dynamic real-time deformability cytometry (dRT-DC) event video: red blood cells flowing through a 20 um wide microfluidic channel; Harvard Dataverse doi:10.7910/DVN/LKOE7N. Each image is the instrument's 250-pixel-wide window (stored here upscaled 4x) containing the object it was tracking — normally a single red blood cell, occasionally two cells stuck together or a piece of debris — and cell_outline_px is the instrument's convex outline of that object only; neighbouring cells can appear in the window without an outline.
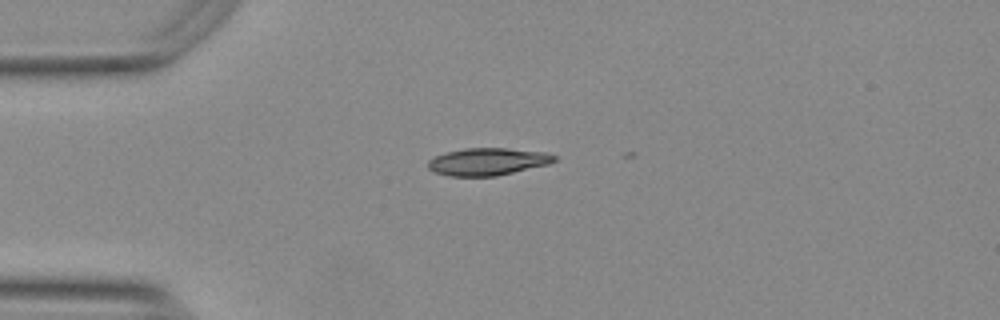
{"species": "Egyptian fruit bat (a non-hibernating species)", "species_latin": "Rousettus aegyptiacus", "temperature_condition": "warm", "stored_images_in_passage": 11, "camera_frame_rate_fps": 3000, "um_per_image_px": 0.085, "animal": {"sex": "female"}, "frame": {"image": 1, "passage_image": 1, "time_ms": 0.0, "image_size_px": [1000, 320], "cell_outline_px": [[556, 160], [548, 164], [496, 176], [448, 176], [436, 172], [428, 168], [428, 160], [436, 156], [448, 152], [464, 148], [504, 148], [548, 152], [556, 156]], "centroid_in_image_um": [41.47, 13.73], "position_along_channel_um": 43.5, "area_um2": 20.0}}
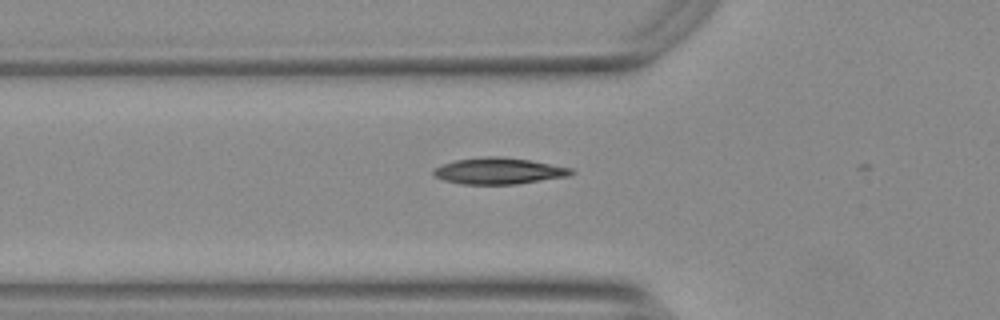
{"frame": {"image": 2, "passage_image": 6, "time_ms": 1.667, "image_size_px": [1000, 320], "cell_outline_px": [[576, 172], [568, 176], [516, 184], [464, 184], [444, 180], [436, 176], [432, 172], [436, 168], [444, 164], [456, 160], [484, 156], [500, 156], [532, 160], [572, 168]], "centroid_in_image_um": [42.45, 14.52], "position_along_channel_um": 83.4, "area_um2": 21.04}}
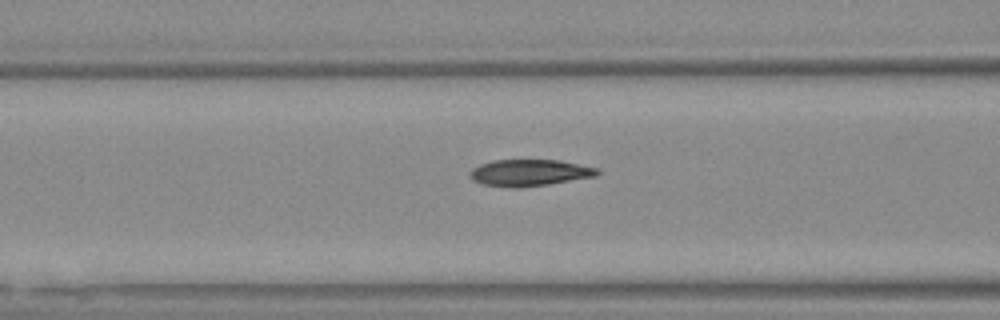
{"frame": {"image": 3, "passage_image": 9, "time_ms": 2.667, "image_size_px": [1000, 320], "cell_outline_px": [[600, 172], [596, 176], [548, 184], [512, 188], [508, 188], [484, 184], [472, 180], [468, 176], [468, 172], [472, 168], [480, 164], [492, 160], [560, 160], [596, 168]], "centroid_in_image_um": [44.94, 14.68], "position_along_channel_um": 121.7, "area_um2": 19.71}}